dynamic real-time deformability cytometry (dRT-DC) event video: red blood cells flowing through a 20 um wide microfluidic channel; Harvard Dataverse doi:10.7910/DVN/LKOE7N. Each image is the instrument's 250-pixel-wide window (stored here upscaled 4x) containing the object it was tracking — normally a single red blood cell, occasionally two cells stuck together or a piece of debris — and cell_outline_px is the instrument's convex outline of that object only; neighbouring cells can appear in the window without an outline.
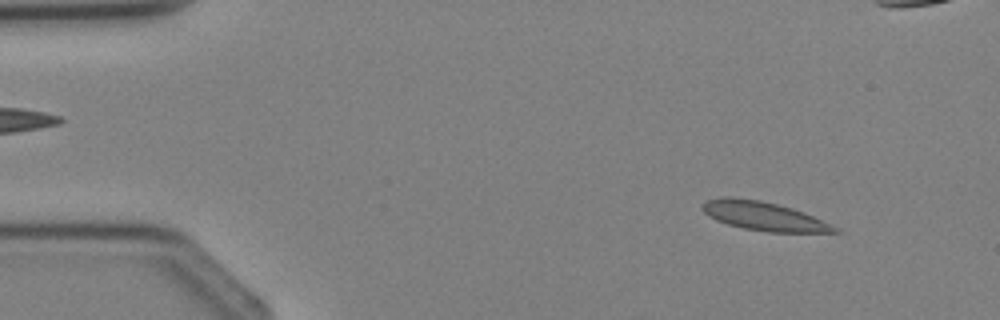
{"species": "Egyptian fruit bat (a non-hibernating species)", "species_latin": "Rousettus aegyptiacus", "temperature_condition": "cold", "stored_images_in_passage": 4, "camera_frame_rate_fps": 3000, "um_per_image_px": 0.085, "animal": {"sex": "female"}, "frame": {"image": 1, "passage_image": 1, "time_ms": 0.0, "image_size_px": [1000, 320], "cell_outline_px": [[844, 232], [768, 232], [744, 228], [728, 224], [716, 220], [704, 212], [700, 208], [700, 204], [708, 200], [720, 196], [732, 196], [760, 200], [792, 208], [804, 212], [840, 228]], "centroid_in_image_um": [64.91, 18.36], "position_along_channel_um": 20.1, "area_um2": 22.31}}
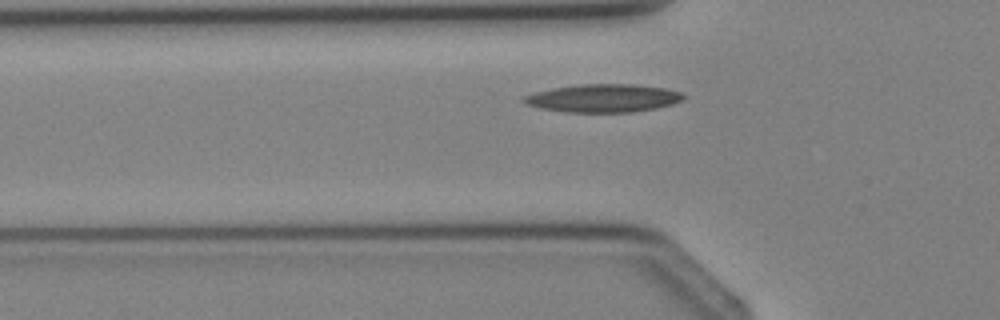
{"frame": {"image": 2, "passage_image": 4, "time_ms": 4.333, "image_size_px": [1000, 320], "cell_outline_px": [[684, 100], [672, 104], [656, 108], [632, 112], [564, 112], [540, 108], [524, 104], [520, 100], [524, 96], [536, 92], [552, 88], [580, 84], [632, 84], [664, 88], [680, 92], [684, 96]], "centroid_in_image_um": [51.24, 8.35], "position_along_channel_um": 74.6, "area_um2": 26.13}}